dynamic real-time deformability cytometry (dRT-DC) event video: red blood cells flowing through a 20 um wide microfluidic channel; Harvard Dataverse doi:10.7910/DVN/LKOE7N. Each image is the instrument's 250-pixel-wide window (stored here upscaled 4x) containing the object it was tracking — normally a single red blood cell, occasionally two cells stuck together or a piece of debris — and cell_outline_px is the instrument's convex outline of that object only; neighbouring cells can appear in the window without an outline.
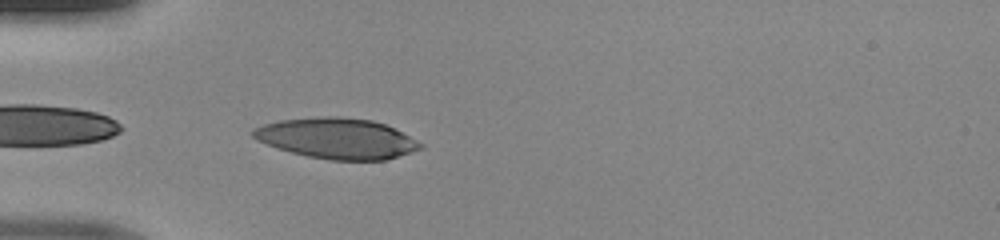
{"species": "human", "species_latin": "Homo sapiens", "temperature_condition": "room temperature", "stored_images_in_passage": 31, "camera_frame_rate_fps": 3000, "um_per_image_px": 0.085, "donor": {"sex": "male"}, "frame": {"image": 1, "passage_image": 1, "time_ms": 0.0, "image_size_px": [1000, 240], "cell_outline_px": [[424, 148], [412, 152], [384, 160], [328, 160], [308, 156], [276, 148], [256, 140], [252, 136], [252, 132], [256, 128], [264, 124], [280, 120], [324, 116], [336, 116], [372, 120], [384, 124], [424, 144]], "centroid_in_image_um": [28.63, 11.77], "position_along_channel_um": 56.4, "area_um2": 39.36}}
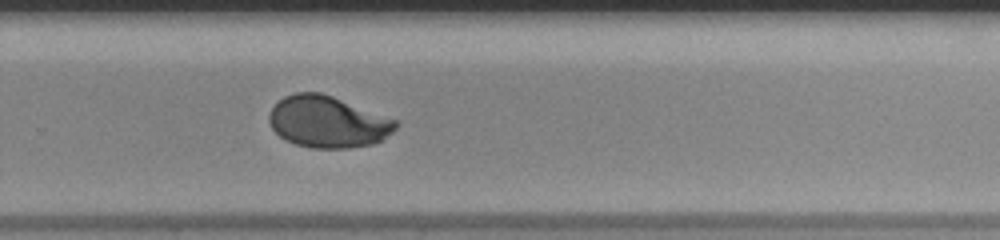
{"frame": {"image": 2, "passage_image": 19, "time_ms": 6.0, "image_size_px": [1000, 240], "cell_outline_px": [[400, 124], [392, 132], [380, 140], [372, 144], [348, 148], [312, 148], [296, 144], [284, 140], [272, 128], [268, 120], [268, 116], [272, 108], [284, 96], [296, 92], [320, 92], [332, 96], [400, 120]], "centroid_in_image_um": [27.88, 10.35], "position_along_channel_um": 301.9, "area_um2": 38.21}}
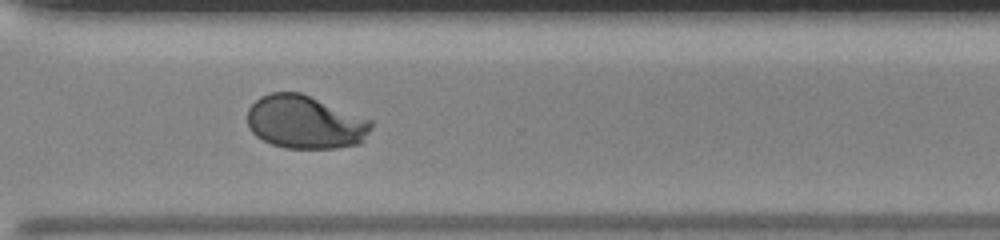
{"frame": {"image": 3, "passage_image": 22, "time_ms": 7.0, "image_size_px": [1000, 240], "cell_outline_px": [[372, 128], [364, 140], [360, 144], [336, 148], [284, 148], [272, 144], [256, 136], [248, 128], [248, 108], [260, 96], [272, 92], [300, 92], [372, 120]], "centroid_in_image_um": [25.94, 10.39], "position_along_channel_um": 344.7, "area_um2": 38.49}}